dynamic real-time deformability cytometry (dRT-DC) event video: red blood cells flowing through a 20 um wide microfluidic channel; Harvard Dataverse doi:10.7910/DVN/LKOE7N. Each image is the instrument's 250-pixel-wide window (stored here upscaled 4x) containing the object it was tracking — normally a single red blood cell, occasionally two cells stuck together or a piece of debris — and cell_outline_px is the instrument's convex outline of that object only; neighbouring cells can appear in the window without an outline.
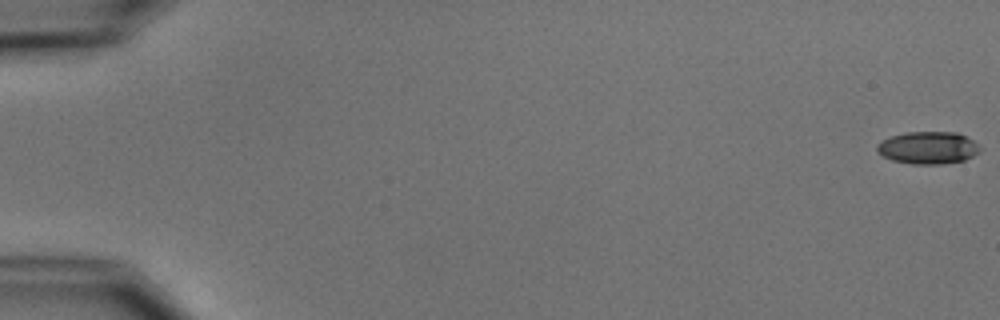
{"species": "common noctule bat (a hibernating species)", "species_latin": "Nyctalus noctula", "temperature_condition": "cold", "stored_images_in_passage": 6, "camera_frame_rate_fps": 3000, "um_per_image_px": 0.085, "animal": {"sex": "male", "body_mass_g": 15.6}, "frame": {"image": 1, "passage_image": 1, "time_ms": 0.0, "image_size_px": [1000, 320], "cell_outline_px": [[980, 152], [964, 160], [940, 164], [912, 164], [892, 160], [876, 152], [876, 144], [880, 140], [904, 132], [956, 132], [972, 140], [980, 148]], "centroid_in_image_um": [78.83, 12.56], "position_along_channel_um": 6.2, "area_um2": 19.42}}
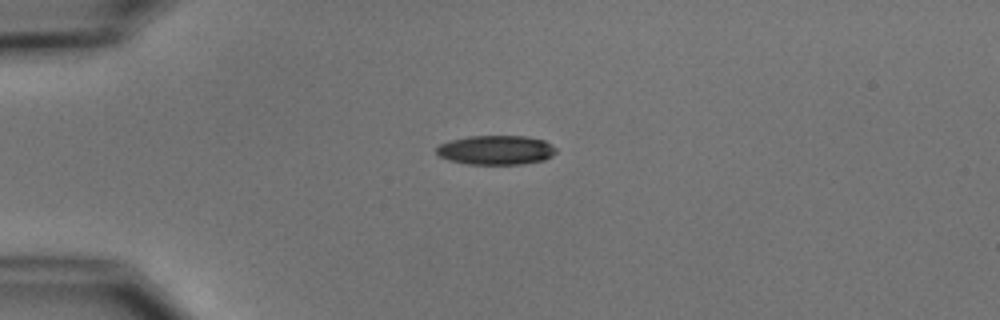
{"frame": {"image": 2, "passage_image": 5, "time_ms": 4.667, "image_size_px": [1000, 320], "cell_outline_px": [[556, 152], [552, 156], [544, 160], [524, 164], [468, 164], [448, 160], [440, 156], [436, 152], [436, 148], [440, 144], [452, 140], [468, 136], [524, 136], [544, 140], [556, 148]], "centroid_in_image_um": [42.17, 12.76], "position_along_channel_um": 42.8, "area_um2": 20.4}}